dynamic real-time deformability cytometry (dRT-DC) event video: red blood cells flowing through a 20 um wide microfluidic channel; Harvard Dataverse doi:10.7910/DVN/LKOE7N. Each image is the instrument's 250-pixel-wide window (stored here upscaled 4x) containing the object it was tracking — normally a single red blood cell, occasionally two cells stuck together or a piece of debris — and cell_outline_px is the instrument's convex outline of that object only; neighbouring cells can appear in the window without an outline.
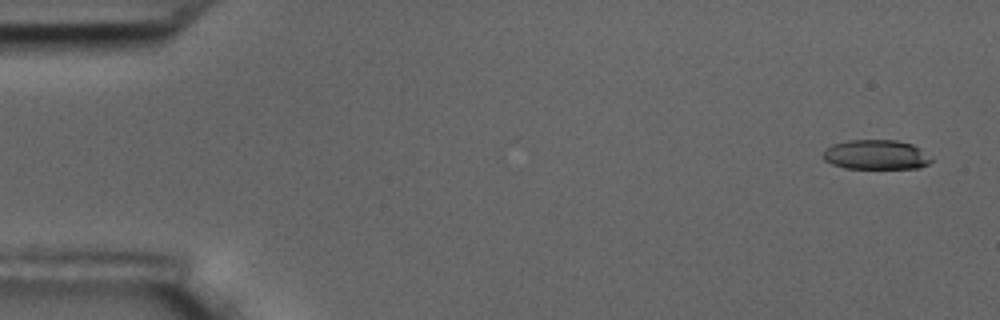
{"species": "common noctule bat (a hibernating species)", "species_latin": "Nyctalus noctula", "temperature_condition": "room temperature", "stored_images_in_passage": 6, "camera_frame_rate_fps": 3000, "um_per_image_px": 0.085, "animal": {"sex": "male", "body_mass_g": 17.5, "forearm_length_mm": 52.3}, "frame": {"image": 1, "passage_image": 1, "time_ms": 0.0, "image_size_px": [1000, 320], "cell_outline_px": [[932, 160], [928, 164], [920, 168], [844, 168], [832, 164], [824, 160], [824, 152], [832, 144], [848, 140], [896, 140], [912, 144], [920, 148]], "centroid_in_image_um": [74.46, 13.15], "position_along_channel_um": 10.5, "area_um2": 18.55}}
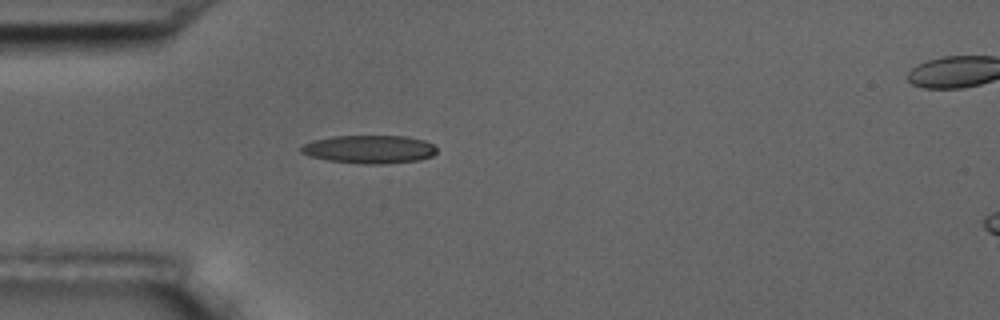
{"frame": {"image": 2, "passage_image": 5, "time_ms": 4.667, "image_size_px": [1000, 320], "cell_outline_px": [[436, 152], [432, 156], [420, 160], [380, 164], [364, 164], [328, 160], [312, 156], [300, 152], [300, 148], [304, 144], [312, 140], [332, 136], [408, 136], [424, 140], [432, 144], [436, 148]], "centroid_in_image_um": [31.41, 12.68], "position_along_channel_um": 53.6, "area_um2": 22.25}}